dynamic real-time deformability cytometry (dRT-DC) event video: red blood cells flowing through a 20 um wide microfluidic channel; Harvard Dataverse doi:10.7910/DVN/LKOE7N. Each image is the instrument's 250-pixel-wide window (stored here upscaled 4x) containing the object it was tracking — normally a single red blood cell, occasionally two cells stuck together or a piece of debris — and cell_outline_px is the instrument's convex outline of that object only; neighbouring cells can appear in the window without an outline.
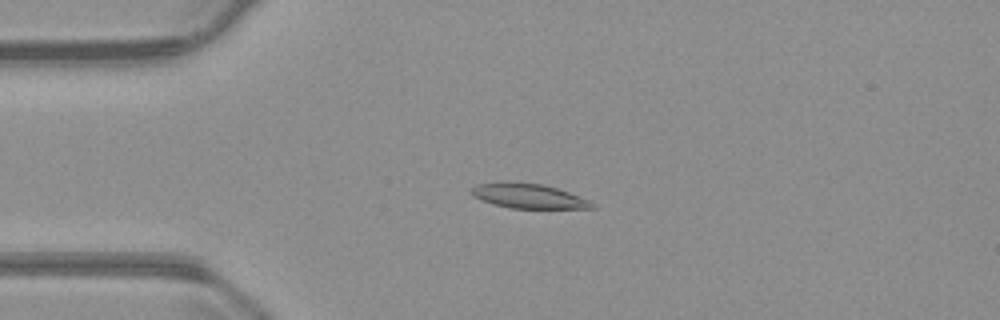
{"species": "common noctule bat (a hibernating species)", "species_latin": "Nyctalus noctula", "temperature_condition": "warm", "stored_images_in_passage": 55, "camera_frame_rate_fps": 3000, "um_per_image_px": 0.085, "animal": {"sex": "male", "body_mass_g": 23.1, "forearm_length_mm": 52.7}, "frame": {"image": 1, "passage_image": 13, "time_ms": 4.0, "image_size_px": [1000, 320], "cell_outline_px": [[596, 208], [512, 208], [492, 204], [480, 200], [472, 196], [468, 192], [476, 184], [500, 180], [504, 180], [544, 184], [568, 192], [588, 200], [596, 204]], "centroid_in_image_um": [44.82, 16.63], "position_along_channel_um": 40.2, "area_um2": 17.74}}
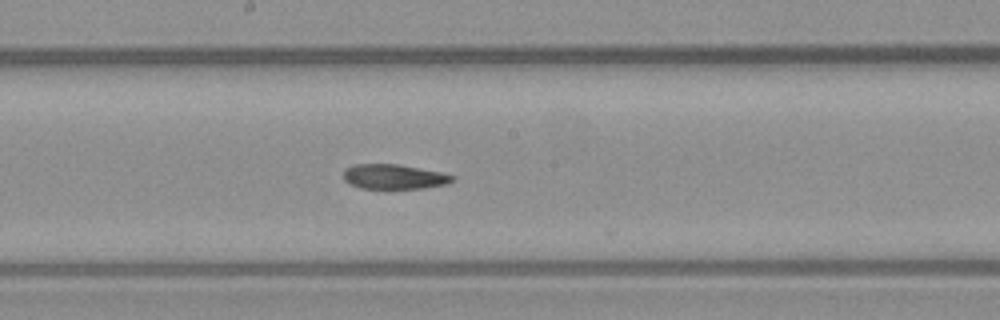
{"frame": {"image": 2, "passage_image": 29, "time_ms": 9.333, "image_size_px": [1000, 320], "cell_outline_px": [[456, 180], [448, 184], [424, 188], [360, 188], [348, 184], [344, 180], [344, 168], [352, 164], [396, 164], [440, 172], [456, 176]], "centroid_in_image_um": [33.48, 15.02], "position_along_channel_um": 214.7, "area_um2": 15.84}}
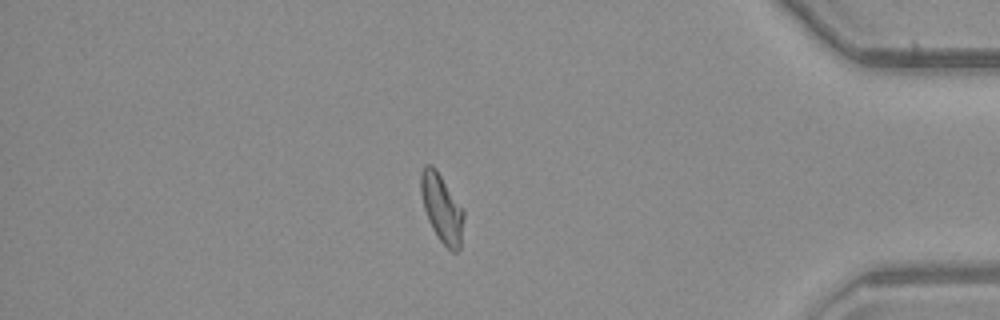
{"frame": {"image": 3, "passage_image": 47, "time_ms": 15.333, "image_size_px": [1000, 320], "cell_outline_px": [[464, 216], [460, 248], [456, 252], [452, 252], [436, 236], [428, 220], [424, 208], [420, 192], [420, 172], [424, 164], [432, 164], [436, 168], [464, 208]], "centroid_in_image_um": [37.55, 17.65], "position_along_channel_um": 397.7, "area_um2": 17.4}, "authors_computed_cell_mechanics": {"area_um2": 17.1666, "velocity_mm_per_s": 3.7183, "shape_relaxation_time_tau1_ms": null, "shape_relaxation_time_tau2_ms": 4.9217, "deformation_change_tau1": null, "deformation_change_tau2": 0.1045}}